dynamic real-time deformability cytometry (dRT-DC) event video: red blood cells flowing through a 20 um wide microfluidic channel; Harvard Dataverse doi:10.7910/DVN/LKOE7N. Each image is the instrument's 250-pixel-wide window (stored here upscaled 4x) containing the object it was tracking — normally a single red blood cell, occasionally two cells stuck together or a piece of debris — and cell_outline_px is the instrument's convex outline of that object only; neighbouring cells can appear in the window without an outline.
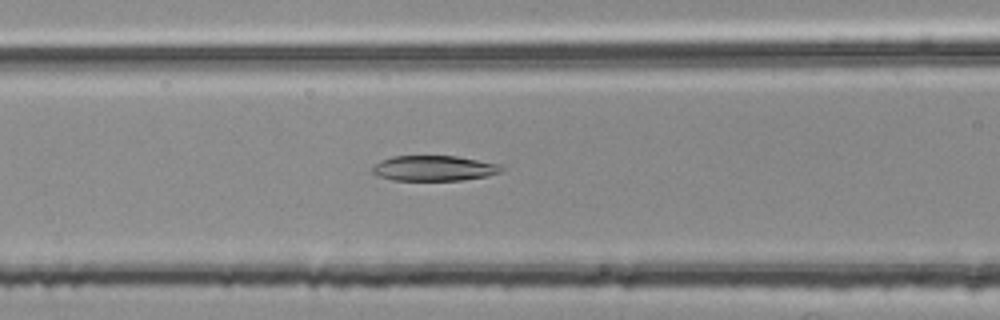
{"species": "common noctule bat (a hibernating species)", "species_latin": "Nyctalus noctula", "temperature_condition": "room temperature", "stored_images_in_passage": 39, "camera_frame_rate_fps": 3000, "um_per_image_px": 0.085, "animal": {"sex": "female", "body_mass_g": 25.1}, "frame": {"image": 1, "passage_image": 8, "time_ms": 2.333, "image_size_px": [1000, 320], "cell_outline_px": [[504, 168], [500, 172], [488, 176], [464, 180], [392, 180], [376, 176], [372, 172], [372, 168], [380, 160], [392, 156], [456, 156], [500, 164]], "centroid_in_image_um": [36.88, 14.3], "position_along_channel_um": 129.7, "area_um2": 19.13}}
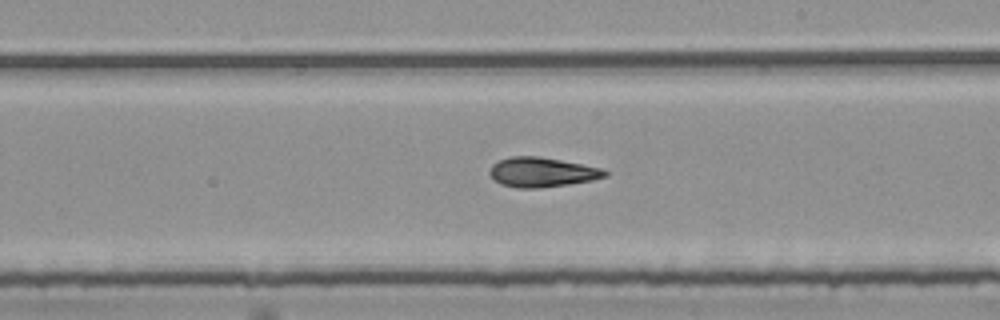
{"frame": {"image": 2, "passage_image": 17, "time_ms": 5.333, "image_size_px": [1000, 320], "cell_outline_px": [[608, 176], [592, 180], [568, 184], [540, 188], [516, 188], [500, 184], [488, 172], [492, 164], [500, 160], [512, 156], [536, 156], [560, 160], [600, 168], [608, 172]], "centroid_in_image_um": [46.04, 14.64], "position_along_channel_um": 243.0, "area_um2": 19.71}}
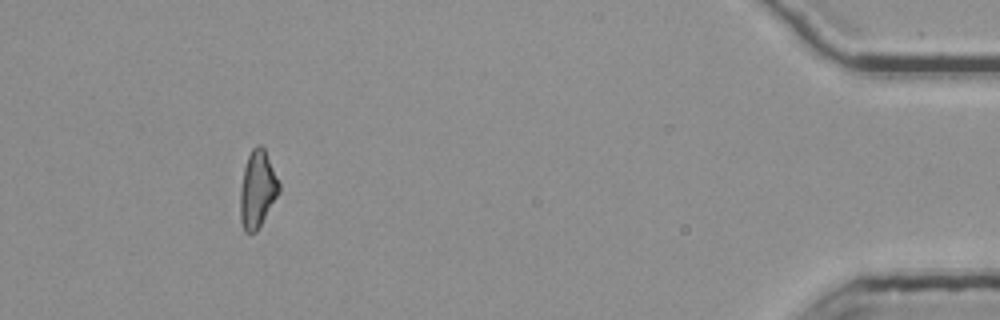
{"frame": {"image": 3, "passage_image": 35, "time_ms": 11.333, "image_size_px": [1000, 320], "cell_outline_px": [[280, 192], [256, 232], [244, 232], [240, 220], [240, 192], [244, 168], [248, 156], [252, 148], [256, 144], [260, 144], [264, 148], [280, 184]], "centroid_in_image_um": [21.88, 16.09], "position_along_channel_um": 413.3, "area_um2": 17.34}, "authors_computed_cell_mechanics": {"area_um2": 18.3226, "velocity_mm_per_s": 3.7952, "shape_relaxation_time_tau1_ms": 9.3567, "shape_relaxation_time_tau2_ms": 3.2436, "deformation_change_tau1": 0.2224, "deformation_change_tau2": 0.1163}}